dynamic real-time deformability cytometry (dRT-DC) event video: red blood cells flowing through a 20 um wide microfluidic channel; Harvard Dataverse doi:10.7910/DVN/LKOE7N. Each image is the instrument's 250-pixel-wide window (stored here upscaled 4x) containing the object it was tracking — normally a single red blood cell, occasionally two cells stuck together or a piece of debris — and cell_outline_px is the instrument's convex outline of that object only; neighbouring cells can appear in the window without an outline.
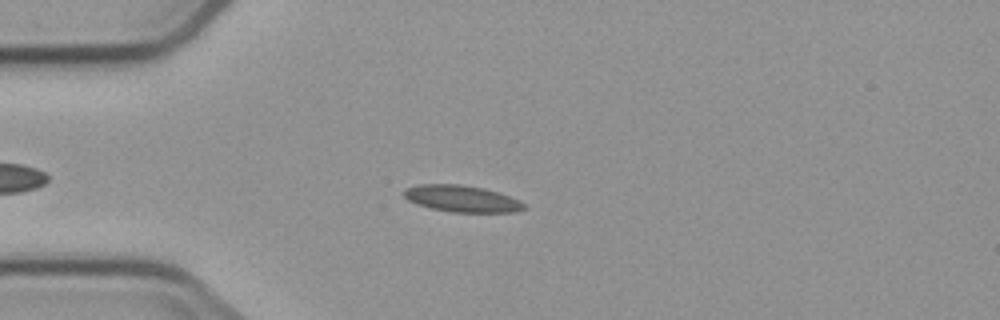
{"species": "common noctule bat (a hibernating species)", "species_latin": "Nyctalus noctula", "temperature_condition": "cold", "stored_images_in_passage": 4, "camera_frame_rate_fps": 3000, "um_per_image_px": 0.085, "animal": {"sex": "male", "body_mass_g": 23.1, "forearm_length_mm": 52.7}, "frame": {"image": 1, "passage_image": 4, "time_ms": 4.0, "image_size_px": [1000, 320], "cell_outline_px": [[528, 208], [516, 212], [452, 212], [432, 208], [416, 204], [408, 200], [404, 196], [404, 188], [416, 184], [460, 184], [484, 188], [520, 200]], "centroid_in_image_um": [39.24, 16.88], "position_along_channel_um": 45.8, "area_um2": 18.67}}